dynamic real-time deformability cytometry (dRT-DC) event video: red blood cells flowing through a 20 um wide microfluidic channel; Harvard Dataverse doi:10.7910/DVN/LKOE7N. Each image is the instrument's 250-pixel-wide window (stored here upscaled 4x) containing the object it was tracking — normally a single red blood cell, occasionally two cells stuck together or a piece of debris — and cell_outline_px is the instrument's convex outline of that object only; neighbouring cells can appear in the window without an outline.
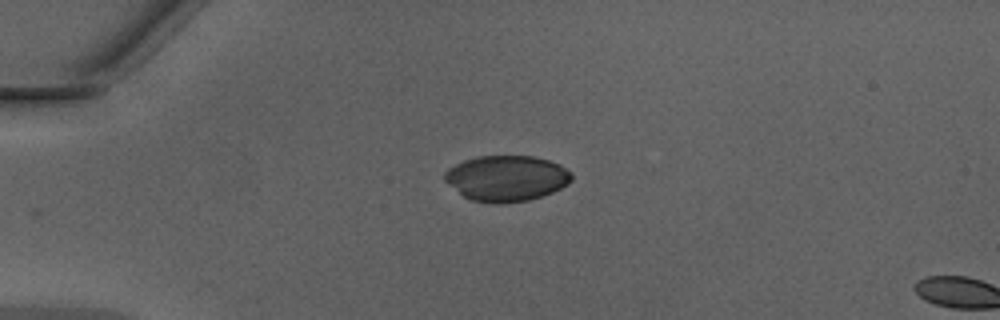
{"species": "Egyptian fruit bat (a non-hibernating species)", "species_latin": "Rousettus aegyptiacus", "temperature_condition": "warm", "stored_images_in_passage": 3, "camera_frame_rate_fps": 3000, "um_per_image_px": 0.085, "animal": {"sex": "male"}, "frame": {"image": 1, "passage_image": 1, "time_ms": 0.0, "image_size_px": [1000, 320], "cell_outline_px": [[572, 180], [568, 184], [552, 192], [528, 200], [500, 204], [472, 200], [464, 196], [448, 184], [444, 180], [444, 172], [448, 168], [464, 160], [476, 156], [532, 156], [548, 160], [560, 164], [572, 172]], "centroid_in_image_um": [43.05, 15.14], "position_along_channel_um": 41.9, "area_um2": 33.81}}